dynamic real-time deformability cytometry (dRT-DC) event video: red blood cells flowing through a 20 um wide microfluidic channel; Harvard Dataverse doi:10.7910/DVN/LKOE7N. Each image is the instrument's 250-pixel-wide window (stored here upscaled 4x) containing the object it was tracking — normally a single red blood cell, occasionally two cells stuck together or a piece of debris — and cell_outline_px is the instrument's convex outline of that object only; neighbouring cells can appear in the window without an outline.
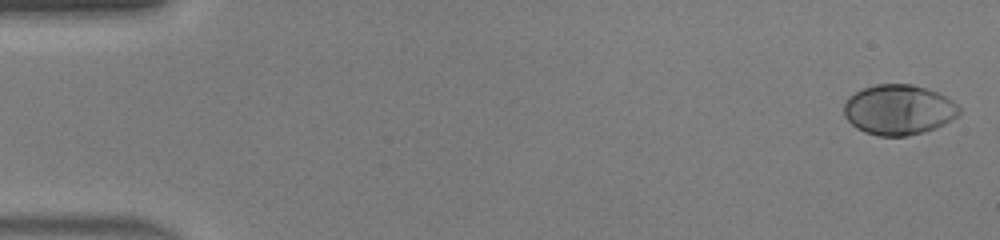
{"species": "human", "species_latin": "Homo sapiens", "temperature_condition": "warm", "stored_images_in_passage": 46, "camera_frame_rate_fps": 3000, "um_per_image_px": 0.085, "donor": {"sex": "male"}, "frame": {"image": 1, "passage_image": 1, "time_ms": 0.0, "image_size_px": [1000, 240], "cell_outline_px": [[960, 112], [952, 120], [936, 128], [924, 132], [908, 136], [880, 136], [864, 132], [856, 128], [844, 116], [844, 104], [848, 96], [864, 88], [876, 84], [912, 84], [928, 88], [952, 100], [960, 108]], "centroid_in_image_um": [76.38, 9.33], "position_along_channel_um": 8.6, "area_um2": 33.81}}
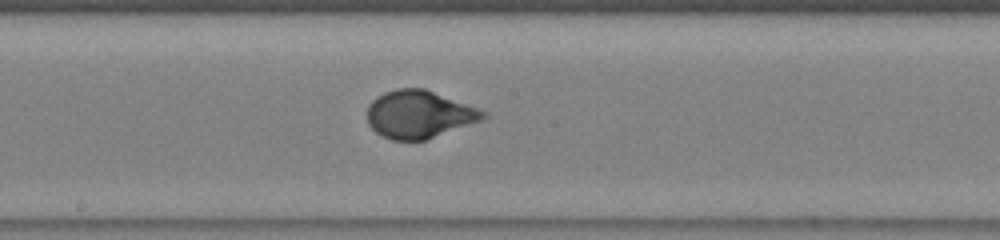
{"frame": {"image": 2, "passage_image": 25, "time_ms": 8.0, "image_size_px": [1000, 240], "cell_outline_px": [[488, 116], [480, 120], [424, 140], [392, 140], [376, 132], [368, 124], [368, 104], [376, 96], [384, 92], [396, 88], [424, 88], [488, 112]], "centroid_in_image_um": [35.59, 9.7], "position_along_channel_um": 212.6, "area_um2": 31.85}}
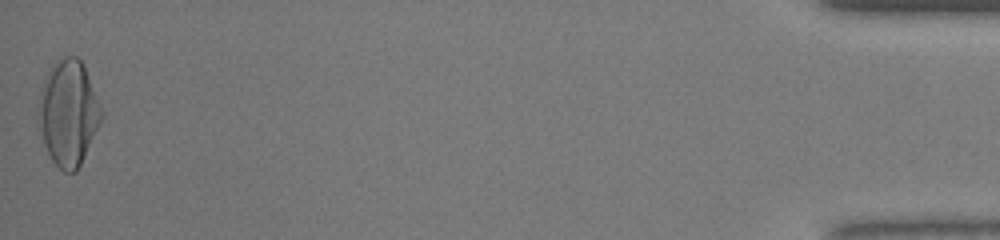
{"frame": {"image": 3, "passage_image": 46, "time_ms": 15.0, "image_size_px": [1000, 240], "cell_outline_px": [[104, 116], [76, 172], [64, 172], [52, 160], [48, 152], [40, 128], [36, 112], [36, 108], [40, 92], [44, 80], [52, 64], [64, 56], [76, 56], [80, 60], [84, 68], [104, 112]], "centroid_in_image_um": [5.8, 9.59], "position_along_channel_um": 429.4, "area_um2": 38.38}, "authors_computed_cell_mechanics": {"area_um2": 32.368, "velocity_mm_per_s": 4.4662, "shape_relaxation_time_tau1_ms": 3.0099, "shape_relaxation_time_tau2_ms": null, "deformation_change_tau1": 0.2173, "deformation_change_tau2": null}}